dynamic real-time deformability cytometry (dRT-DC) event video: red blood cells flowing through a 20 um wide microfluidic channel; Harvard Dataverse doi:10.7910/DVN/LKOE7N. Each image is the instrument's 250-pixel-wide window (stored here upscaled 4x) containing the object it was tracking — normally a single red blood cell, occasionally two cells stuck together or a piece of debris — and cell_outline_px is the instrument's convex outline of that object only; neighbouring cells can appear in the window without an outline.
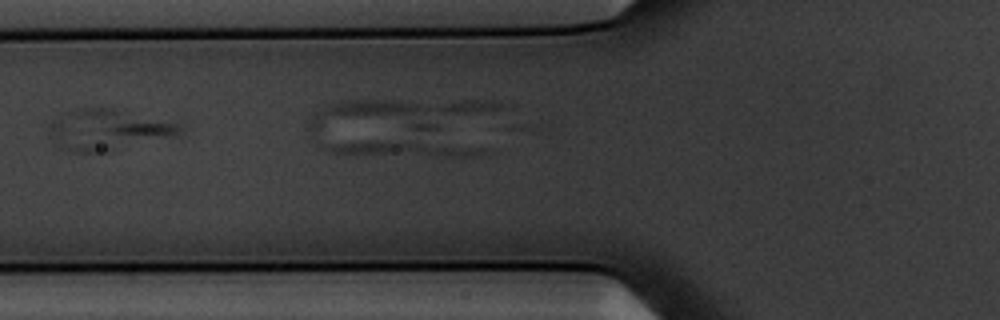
{"species": "common noctule bat (a hibernating species)", "species_latin": "Nyctalus noctula", "temperature_condition": "warm", "stored_images_in_passage": 3, "camera_frame_rate_fps": 3000, "um_per_image_px": 0.085, "animal": {"sex": "male", "body_mass_g": 20.1, "forearm_length_mm": 53.5}, "frame": {"image": 1, "passage_image": 2, "time_ms": 0.333, "image_size_px": [1000, 320], "cell_outline_px": [[184, 132], [176, 136], [92, 152], [68, 152], [56, 148], [52, 144], [48, 132], [48, 124], [52, 120], [68, 112], [80, 108], [116, 108], [184, 124]], "centroid_in_image_um": [9.14, 11.01], "position_along_channel_um": 116.7, "area_um2": 31.15}}